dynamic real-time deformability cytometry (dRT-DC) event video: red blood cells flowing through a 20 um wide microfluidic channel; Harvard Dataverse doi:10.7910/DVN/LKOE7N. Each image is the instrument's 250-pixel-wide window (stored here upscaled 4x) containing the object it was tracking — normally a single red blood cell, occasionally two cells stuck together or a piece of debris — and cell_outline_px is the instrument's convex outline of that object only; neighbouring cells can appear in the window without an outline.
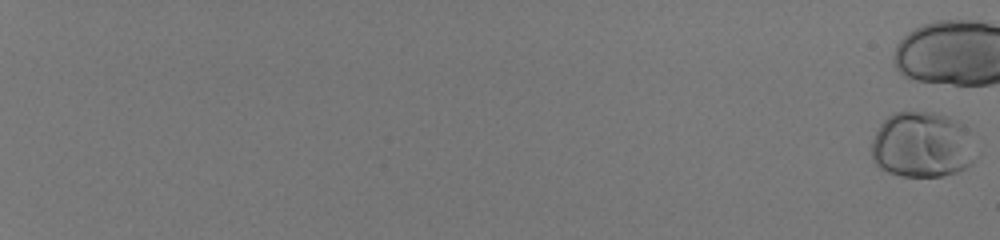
{"species": "human", "species_latin": "Homo sapiens", "temperature_condition": "room temperature", "stored_images_in_passage": 18, "camera_frame_rate_fps": 3000, "um_per_image_px": 0.085, "donor": {"sex": "male"}, "frame": {"image": 1, "passage_image": 1, "time_ms": 0.0, "image_size_px": [1000, 240], "cell_outline_px": [[980, 156], [972, 164], [956, 172], [940, 176], [900, 176], [888, 172], [880, 168], [872, 160], [872, 140], [880, 124], [888, 116], [896, 112], [932, 112], [948, 116], [964, 124], [980, 152]], "centroid_in_image_um": [78.45, 12.32], "position_along_channel_um": 6.6, "area_um2": 40.75}}